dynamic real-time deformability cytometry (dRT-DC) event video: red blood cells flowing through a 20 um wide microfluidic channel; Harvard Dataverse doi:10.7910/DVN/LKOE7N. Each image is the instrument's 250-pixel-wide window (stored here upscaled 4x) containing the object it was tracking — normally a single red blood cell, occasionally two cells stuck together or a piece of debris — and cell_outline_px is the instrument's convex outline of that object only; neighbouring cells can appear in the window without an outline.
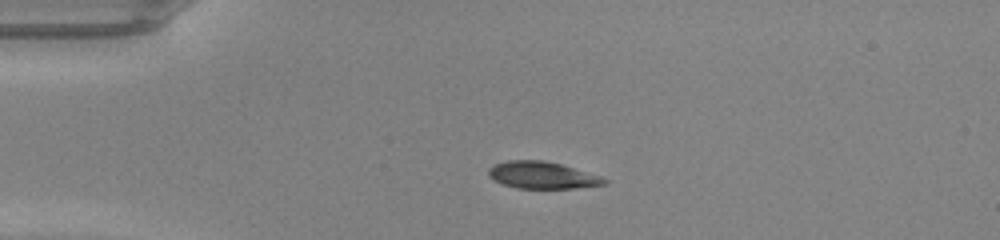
{"species": "common noctule bat (a hibernating species)", "species_latin": "Nyctalus noctula", "temperature_condition": "warm", "stored_images_in_passage": 37, "camera_frame_rate_fps": 3000, "um_per_image_px": 0.085, "animal": {"sex": "male", "body_mass_g": 20.0, "forearm_length_mm": 53.3}, "frame": {"image": 1, "passage_image": 1, "time_ms": 0.0, "image_size_px": [1000, 240], "cell_outline_px": [[608, 184], [576, 188], [516, 188], [504, 184], [488, 176], [488, 168], [496, 164], [508, 160], [544, 160], [560, 164], [600, 176], [608, 180]], "centroid_in_image_um": [46.1, 14.89], "position_along_channel_um": 38.9, "area_um2": 18.03}}
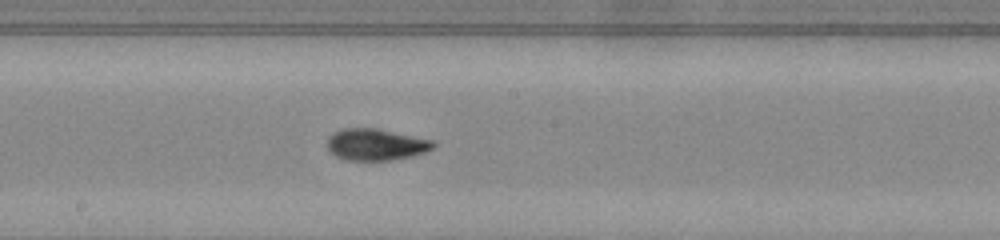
{"frame": {"image": 2, "passage_image": 16, "time_ms": 5.0, "image_size_px": [1000, 240], "cell_outline_px": [[436, 148], [412, 156], [392, 160], [348, 160], [336, 156], [328, 148], [328, 136], [332, 132], [344, 128], [376, 128], [436, 140]], "centroid_in_image_um": [32.0, 12.27], "position_along_channel_um": 216.2, "area_um2": 19.71}}
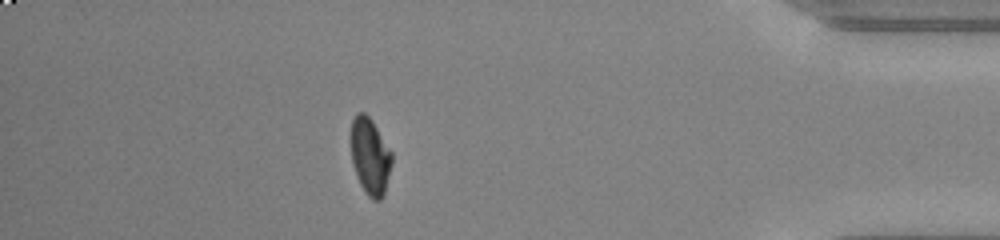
{"frame": {"image": 3, "passage_image": 32, "time_ms": 10.333, "image_size_px": [1000, 240], "cell_outline_px": [[392, 164], [384, 196], [380, 200], [372, 200], [364, 192], [360, 184], [352, 164], [352, 120], [356, 112], [364, 112], [372, 120], [392, 152]], "centroid_in_image_um": [31.48, 13.31], "position_along_channel_um": 403.7, "area_um2": 18.32}, "authors_computed_cell_mechanics": {"area_um2": 18.9006, "velocity_mm_per_s": 4.2928, "shape_relaxation_time_tau1_ms": 4.5126, "shape_relaxation_time_tau2_ms": 0.8805, "deformation_change_tau1": 0.2255, "deformation_change_tau2": 0.0514}}